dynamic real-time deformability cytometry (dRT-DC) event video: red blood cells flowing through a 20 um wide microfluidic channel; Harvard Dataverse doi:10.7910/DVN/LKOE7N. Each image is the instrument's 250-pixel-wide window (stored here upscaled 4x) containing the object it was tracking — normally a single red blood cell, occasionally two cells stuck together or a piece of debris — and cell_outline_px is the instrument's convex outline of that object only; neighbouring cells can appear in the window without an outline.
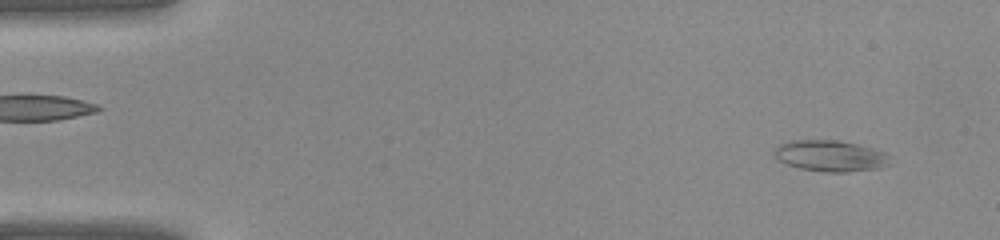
{"species": "common noctule bat (a hibernating species)", "species_latin": "Nyctalus noctula", "temperature_condition": "warm", "stored_images_in_passage": 40, "camera_frame_rate_fps": 3000, "um_per_image_px": 0.085, "animal": {"sex": "female", "body_mass_g": 22.0, "forearm_length_mm": 56.7}, "frame": {"image": 1, "passage_image": 3, "time_ms": 0.667, "image_size_px": [1000, 240], "cell_outline_px": [[892, 156], [888, 164], [880, 168], [848, 172], [828, 172], [800, 168], [788, 164], [780, 160], [772, 152], [780, 144], [788, 140], [836, 140], [856, 144], [884, 152]], "centroid_in_image_um": [70.6, 13.25], "position_along_channel_um": 14.4, "area_um2": 20.87}}
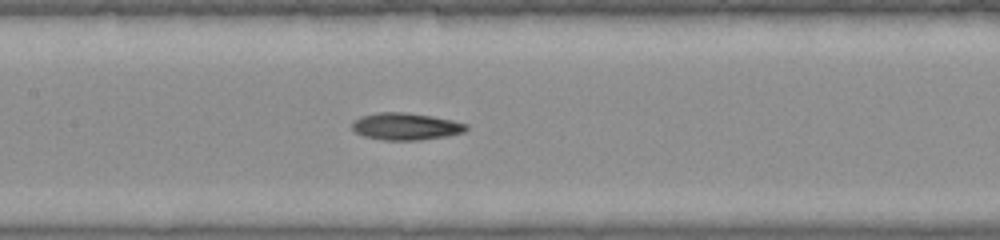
{"frame": {"image": 2, "passage_image": 19, "time_ms": 6.0, "image_size_px": [1000, 240], "cell_outline_px": [[468, 128], [464, 132], [448, 136], [420, 140], [384, 140], [364, 136], [356, 132], [352, 128], [352, 120], [360, 116], [376, 112], [408, 112], [432, 116], [452, 120], [468, 124]], "centroid_in_image_um": [34.49, 10.74], "position_along_channel_um": 172.9, "area_um2": 18.21}}
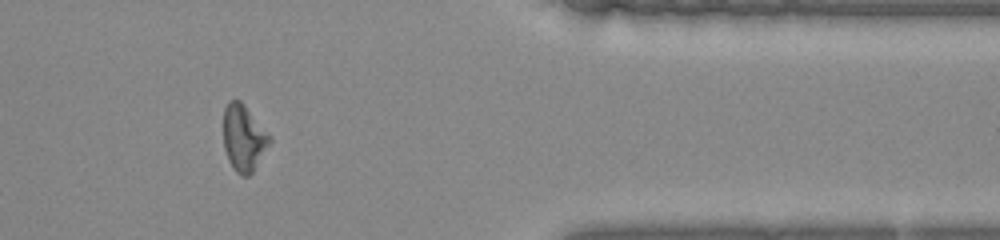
{"frame": {"image": 3, "passage_image": 33, "time_ms": 10.667, "image_size_px": [1000, 240], "cell_outline_px": [[272, 140], [252, 172], [248, 176], [240, 176], [236, 172], [228, 160], [224, 148], [224, 108], [228, 100], [240, 100], [244, 104], [272, 136]], "centroid_in_image_um": [20.72, 11.71], "position_along_channel_um": 390.7, "area_um2": 17.92}}